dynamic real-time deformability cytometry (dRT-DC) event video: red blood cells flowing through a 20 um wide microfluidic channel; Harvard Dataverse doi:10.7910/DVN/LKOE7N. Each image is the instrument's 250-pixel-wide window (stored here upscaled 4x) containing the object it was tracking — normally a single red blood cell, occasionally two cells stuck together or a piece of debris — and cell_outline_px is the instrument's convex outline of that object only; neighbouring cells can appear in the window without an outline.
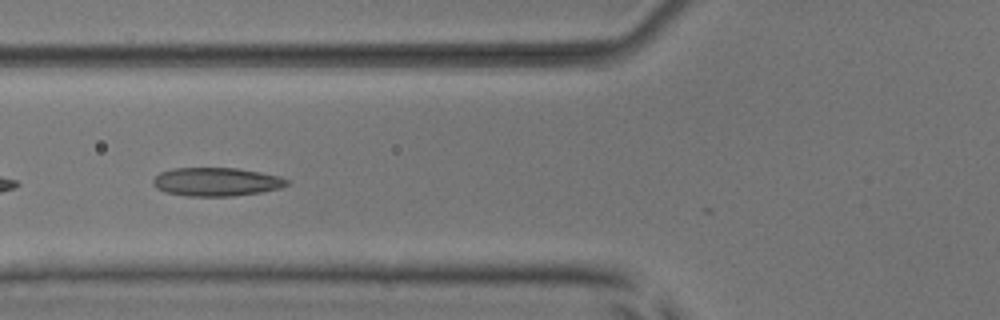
{"species": "common noctule bat (a hibernating species)", "species_latin": "Nyctalus noctula", "temperature_condition": "room temperature", "stored_images_in_passage": 7, "camera_frame_rate_fps": 3000, "um_per_image_px": 0.085, "animal": {"sex": "male", "body_mass_g": 17.9, "forearm_length_mm": 54.2}, "frame": {"image": 1, "passage_image": 7, "time_ms": 7.0, "image_size_px": [1000, 320], "cell_outline_px": [[292, 180], [288, 184], [280, 188], [260, 192], [232, 196], [184, 196], [164, 192], [156, 188], [152, 184], [152, 180], [160, 172], [172, 168], [236, 168], [260, 172], [280, 176]], "centroid_in_image_um": [18.38, 15.45], "position_along_channel_um": 107.4, "area_um2": 22.43}}